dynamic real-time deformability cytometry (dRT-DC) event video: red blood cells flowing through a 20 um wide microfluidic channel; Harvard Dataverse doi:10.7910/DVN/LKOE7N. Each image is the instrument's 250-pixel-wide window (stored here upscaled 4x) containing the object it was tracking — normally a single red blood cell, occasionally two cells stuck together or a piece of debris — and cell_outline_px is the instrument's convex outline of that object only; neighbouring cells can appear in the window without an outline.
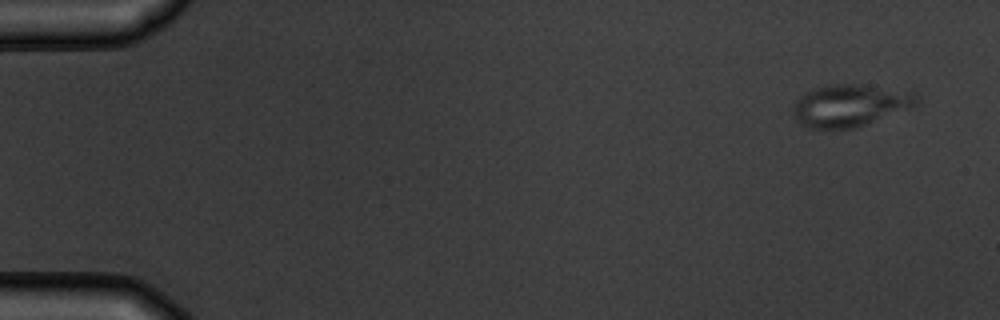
{"species": "common noctule bat (a hibernating species)", "species_latin": "Nyctalus noctula", "temperature_condition": "warm", "stored_images_in_passage": 8, "camera_frame_rate_fps": 3000, "um_per_image_px": 0.085, "animal": {"sex": "male", "body_mass_g": 19.5, "forearm_length_mm": 54.6}, "frame": {"image": 1, "passage_image": 1, "time_ms": 0.0, "image_size_px": [1000, 320], "cell_outline_px": [[920, 100], [916, 104], [908, 108], [856, 128], [808, 128], [800, 124], [792, 108], [796, 100], [804, 92], [824, 84], [860, 84], [912, 88], [920, 96]], "centroid_in_image_um": [72.33, 8.9], "position_along_channel_um": 12.7, "area_um2": 31.04}}
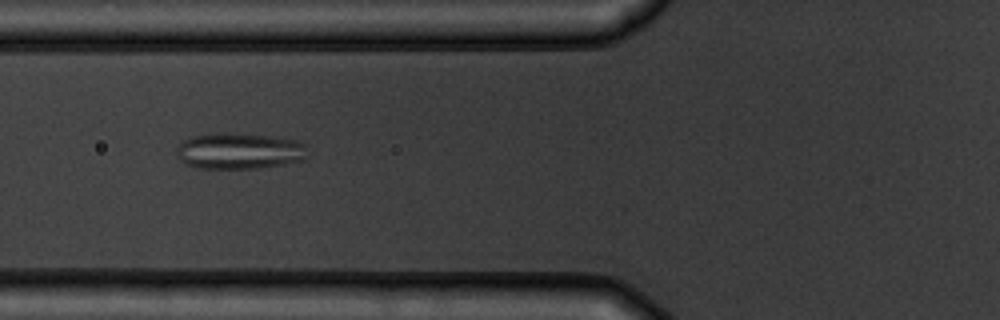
{"frame": {"image": 2, "passage_image": 6, "time_ms": 6.0, "image_size_px": [1000, 320], "cell_outline_px": [[304, 160], [284, 164], [260, 168], [200, 168], [184, 164], [176, 156], [176, 148], [188, 136], [220, 132], [228, 132], [268, 136], [296, 140], [304, 144]], "centroid_in_image_um": [20.26, 12.83], "position_along_channel_um": 105.5, "area_um2": 27.69}}